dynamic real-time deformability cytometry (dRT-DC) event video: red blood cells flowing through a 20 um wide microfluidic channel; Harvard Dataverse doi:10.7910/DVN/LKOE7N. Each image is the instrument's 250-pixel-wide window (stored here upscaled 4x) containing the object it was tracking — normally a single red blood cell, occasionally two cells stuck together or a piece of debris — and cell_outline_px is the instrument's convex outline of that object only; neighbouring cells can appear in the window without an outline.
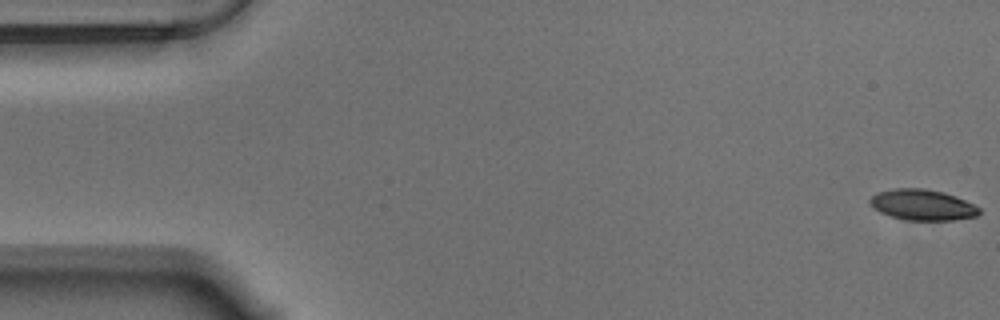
{"species": "Egyptian fruit bat (a non-hibernating species)", "species_latin": "Rousettus aegyptiacus", "temperature_condition": "warm", "stored_images_in_passage": 57, "camera_frame_rate_fps": 3000, "um_per_image_px": 0.085, "animal": {"sex": "male"}, "frame": {"image": 1, "passage_image": 1, "time_ms": 0.0, "image_size_px": [1000, 320], "cell_outline_px": [[980, 212], [976, 216], [956, 220], [908, 220], [892, 216], [880, 212], [868, 200], [872, 196], [880, 192], [892, 188], [924, 188], [944, 192], [956, 196], [980, 208]], "centroid_in_image_um": [78.44, 17.41], "position_along_channel_um": 6.6, "area_um2": 19.42}}
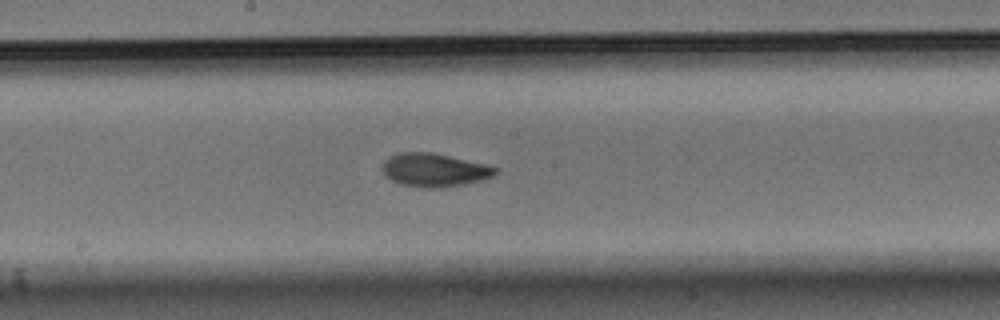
{"frame": {"image": 2, "passage_image": 30, "time_ms": 9.667, "image_size_px": [1000, 320], "cell_outline_px": [[496, 172], [492, 176], [484, 180], [440, 188], [424, 188], [400, 184], [384, 176], [384, 160], [388, 156], [396, 152], [432, 152], [488, 164], [496, 168]], "centroid_in_image_um": [36.9, 14.44], "position_along_channel_um": 211.3, "area_um2": 22.08}}
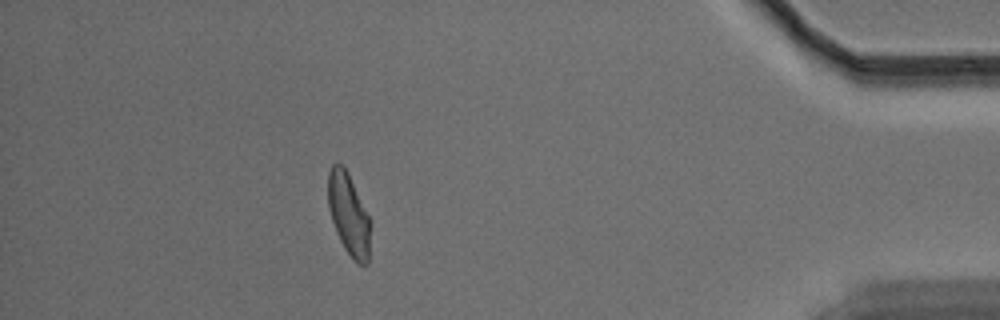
{"frame": {"image": 3, "passage_image": 51, "time_ms": 16.667, "image_size_px": [1000, 320], "cell_outline_px": [[372, 220], [368, 264], [356, 264], [352, 260], [344, 248], [336, 232], [328, 208], [328, 172], [332, 164], [340, 164], [348, 172]], "centroid_in_image_um": [29.67, 18.25], "position_along_channel_um": 405.5, "area_um2": 20.69}, "authors_computed_cell_mechanics": {"area_um2": 21.0392, "velocity_mm_per_s": 3.5158, "shape_relaxation_time_tau1_ms": 4.2631, "shape_relaxation_time_tau2_ms": 2.7446, "deformation_change_tau1": 0.1432, "deformation_change_tau2": 0.0841}}